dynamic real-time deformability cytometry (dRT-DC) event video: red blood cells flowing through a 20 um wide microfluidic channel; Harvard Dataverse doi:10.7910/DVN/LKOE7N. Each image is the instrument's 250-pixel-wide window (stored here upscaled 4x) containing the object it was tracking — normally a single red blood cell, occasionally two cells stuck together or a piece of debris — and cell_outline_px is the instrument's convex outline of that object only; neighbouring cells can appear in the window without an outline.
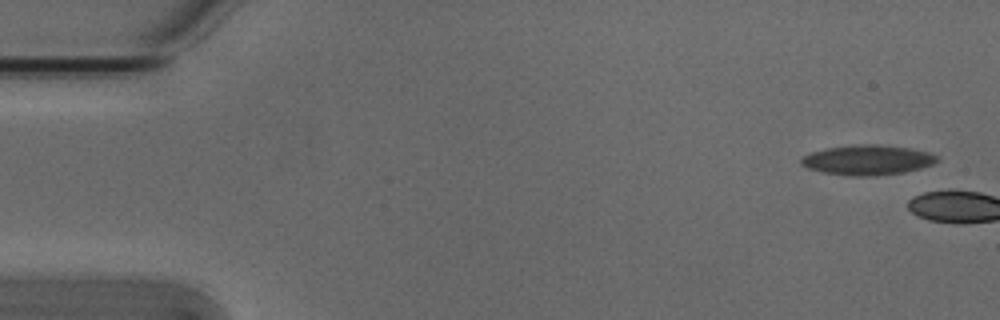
{"species": "Egyptian fruit bat (a non-hibernating species)", "species_latin": "Rousettus aegyptiacus", "temperature_condition": "cold", "stored_images_in_passage": 8, "camera_frame_rate_fps": 3000, "um_per_image_px": 0.085, "animal": {"sex": "male"}, "frame": {"image": 1, "passage_image": 1, "time_ms": 0.0, "image_size_px": [1000, 320], "cell_outline_px": [[940, 160], [932, 164], [920, 168], [904, 172], [876, 176], [848, 176], [824, 172], [808, 168], [800, 164], [800, 160], [804, 156], [812, 152], [828, 148], [852, 144], [876, 144], [908, 148], [928, 152], [940, 156]], "centroid_in_image_um": [73.76, 13.6], "position_along_channel_um": 11.2, "area_um2": 23.76}}
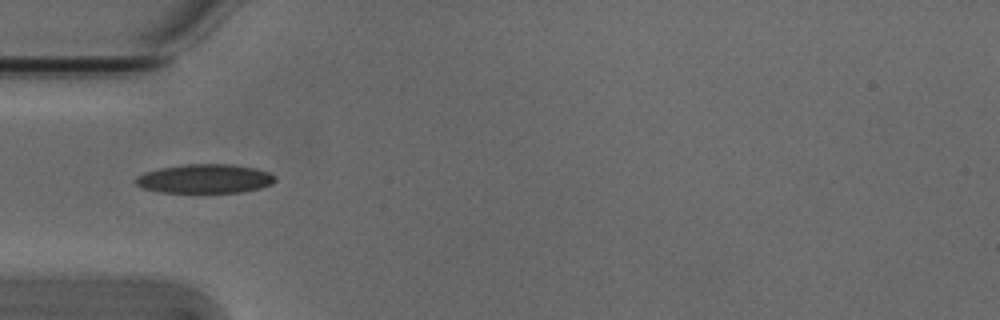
{"frame": {"image": 2, "passage_image": 6, "time_ms": 1.667, "image_size_px": [1000, 320], "cell_outline_px": [[276, 180], [272, 184], [260, 188], [244, 192], [160, 192], [144, 188], [136, 184], [136, 176], [144, 172], [160, 168], [184, 164], [232, 164], [256, 168], [268, 172], [276, 176]], "centroid_in_image_um": [17.44, 15.18], "position_along_channel_um": 67.6, "area_um2": 23.64}}
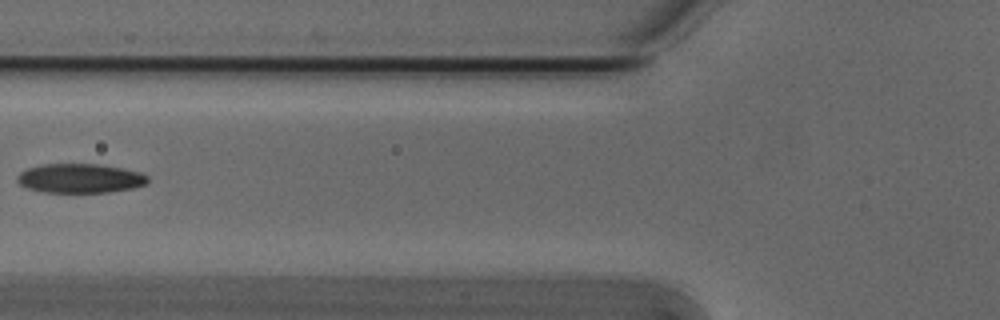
{"frame": {"image": 3, "passage_image": 7, "time_ms": 2.0, "image_size_px": [1000, 320], "cell_outline_px": [[148, 184], [132, 188], [108, 192], [44, 192], [28, 188], [20, 184], [16, 180], [16, 176], [20, 172], [28, 168], [44, 164], [96, 164], [120, 168], [140, 172], [148, 176]], "centroid_in_image_um": [6.8, 15.16], "position_along_channel_um": 119.0, "area_um2": 22.14}}